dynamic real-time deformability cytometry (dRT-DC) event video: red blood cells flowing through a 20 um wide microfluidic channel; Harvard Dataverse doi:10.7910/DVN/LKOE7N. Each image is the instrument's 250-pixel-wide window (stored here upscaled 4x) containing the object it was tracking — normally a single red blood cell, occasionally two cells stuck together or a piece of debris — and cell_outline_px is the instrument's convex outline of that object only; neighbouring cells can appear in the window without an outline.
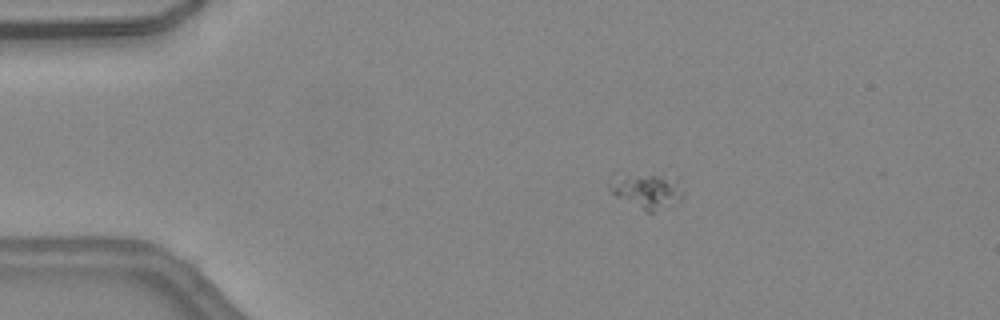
{"species": "common noctule bat (a hibernating species)", "species_latin": "Nyctalus noctula", "temperature_condition": "warm", "stored_images_in_passage": 10, "camera_frame_rate_fps": 3000, "um_per_image_px": 0.085, "animal": {"sex": "female", "body_mass_g": 24.6, "forearm_length_mm": 56.2}, "frame": {"image": 1, "passage_image": 1, "time_ms": 0.0, "image_size_px": [1000, 320], "cell_outline_px": [[684, 192], [680, 200], [652, 212], [648, 212], [616, 196], [608, 188], [608, 184], [612, 172], [676, 176], [684, 188]], "centroid_in_image_um": [54.95, 16.13], "position_along_channel_um": 30.1, "area_um2": 15.61}}
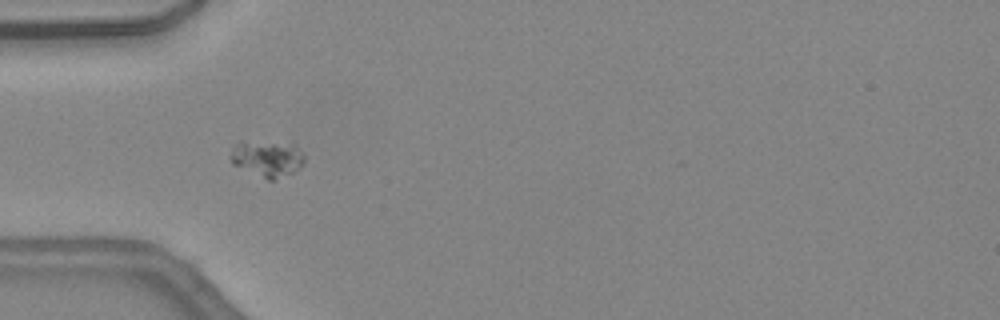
{"frame": {"image": 2, "passage_image": 7, "time_ms": 2.0, "image_size_px": [1000, 320], "cell_outline_px": [[304, 164], [300, 168], [276, 180], [268, 180], [232, 164], [228, 156], [232, 148], [236, 144], [292, 140], [304, 152]], "centroid_in_image_um": [22.79, 13.46], "position_along_channel_um": 62.2, "area_um2": 16.01}}